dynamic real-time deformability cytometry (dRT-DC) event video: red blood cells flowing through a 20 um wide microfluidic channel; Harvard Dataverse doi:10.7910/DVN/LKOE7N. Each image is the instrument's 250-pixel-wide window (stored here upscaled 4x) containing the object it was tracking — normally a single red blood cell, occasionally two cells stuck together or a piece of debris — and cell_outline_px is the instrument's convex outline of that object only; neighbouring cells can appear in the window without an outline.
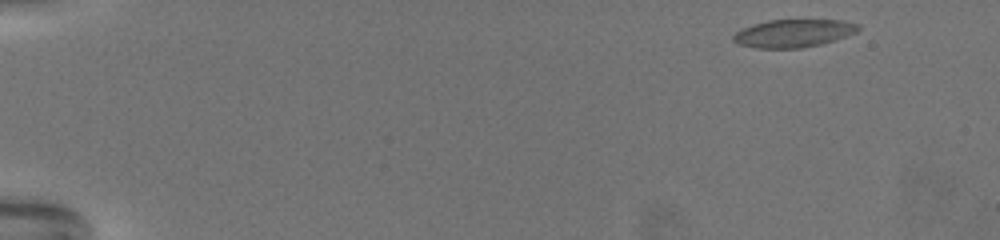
{"species": "common noctule bat (a hibernating species)", "species_latin": "Nyctalus noctula", "temperature_condition": "warm", "stored_images_in_passage": 65, "camera_frame_rate_fps": 3000, "um_per_image_px": 0.085, "animal": {"sex": "female", "body_mass_g": 19.5, "forearm_length_mm": 54.1}, "frame": {"image": 1, "passage_image": 1, "time_ms": 0.0, "image_size_px": [1000, 240], "cell_outline_px": [[860, 28], [856, 32], [820, 44], [800, 48], [756, 48], [740, 44], [732, 40], [732, 36], [736, 32], [752, 24], [768, 20], [840, 20], [856, 24]], "centroid_in_image_um": [67.39, 2.82], "position_along_channel_um": 17.6, "area_um2": 19.94}}
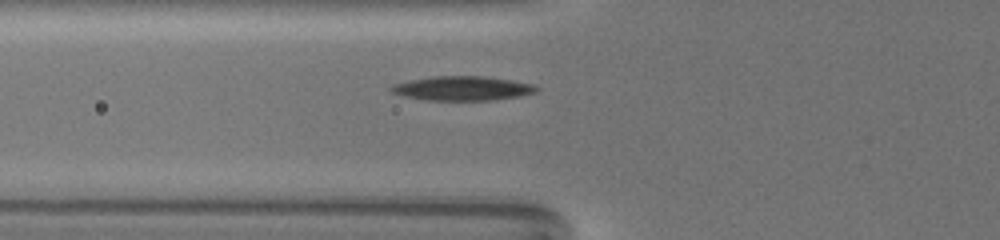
{"frame": {"image": 2, "passage_image": 23, "time_ms": 7.333, "image_size_px": [1000, 240], "cell_outline_px": [[540, 88], [536, 92], [520, 96], [492, 100], [428, 100], [404, 96], [392, 92], [388, 88], [392, 84], [432, 76], [484, 76], [512, 80], [536, 84]], "centroid_in_image_um": [39.35, 7.5], "position_along_channel_um": 86.5, "area_um2": 20.63}}
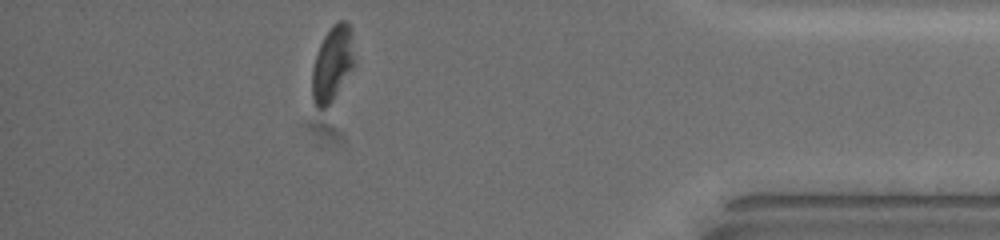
{"frame": {"image": 3, "passage_image": 58, "time_ms": 19.0, "image_size_px": [1000, 240], "cell_outline_px": [[356, 64], [332, 100], [324, 108], [316, 108], [312, 96], [312, 68], [320, 44], [324, 36], [340, 20], [344, 20], [352, 28]], "centroid_in_image_um": [28.29, 5.41], "position_along_channel_um": 406.9, "area_um2": 18.5}, "authors_computed_cell_mechanics": {"area_um2": 20.1144, "velocity_mm_per_s": 3.0373, "shape_relaxation_time_tau1_ms": 4.6297, "shape_relaxation_time_tau2_ms": 8.9706, "deformation_change_tau1": 0.1417, "deformation_change_tau2": 0.1723}}